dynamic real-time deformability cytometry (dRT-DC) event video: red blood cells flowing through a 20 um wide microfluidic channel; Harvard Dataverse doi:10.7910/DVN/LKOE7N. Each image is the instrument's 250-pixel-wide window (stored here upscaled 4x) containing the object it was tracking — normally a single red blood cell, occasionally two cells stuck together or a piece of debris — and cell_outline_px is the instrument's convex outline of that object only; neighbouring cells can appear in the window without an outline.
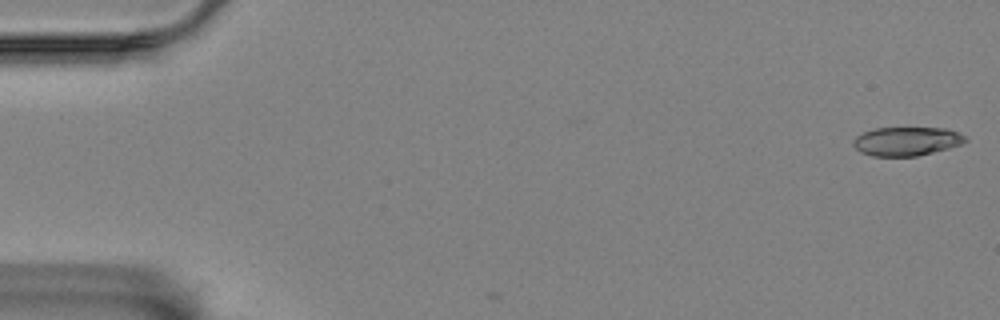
{"species": "Egyptian fruit bat (a non-hibernating species)", "species_latin": "Rousettus aegyptiacus", "temperature_condition": "room temperature", "stored_images_in_passage": 3, "camera_frame_rate_fps": 3000, "um_per_image_px": 0.085, "animal": {"sex": "female"}, "frame": {"image": 1, "passage_image": 1, "time_ms": 0.0, "image_size_px": [1000, 320], "cell_outline_px": [[968, 140], [964, 144], [916, 156], [872, 156], [860, 152], [852, 144], [852, 140], [856, 136], [864, 132], [876, 128], [948, 128], [968, 136]], "centroid_in_image_um": [77.09, 12.0], "position_along_channel_um": 7.9, "area_um2": 18.96}}